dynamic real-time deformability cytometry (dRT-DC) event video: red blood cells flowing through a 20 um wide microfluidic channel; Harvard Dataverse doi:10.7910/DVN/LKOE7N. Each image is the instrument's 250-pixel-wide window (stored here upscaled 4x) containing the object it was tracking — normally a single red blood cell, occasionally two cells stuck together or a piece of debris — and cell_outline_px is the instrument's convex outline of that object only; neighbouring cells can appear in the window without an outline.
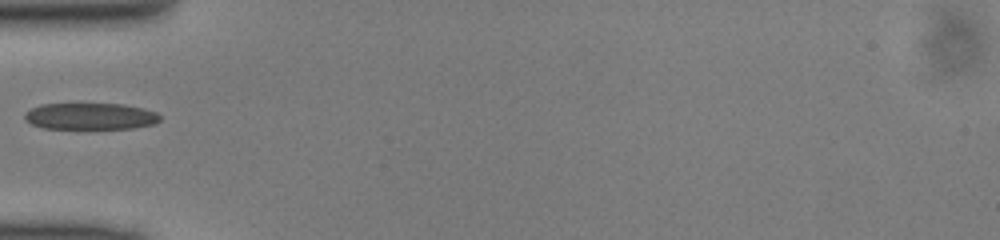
{"species": "common noctule bat (a hibernating species)", "species_latin": "Nyctalus noctula", "temperature_condition": "cold", "stored_images_in_passage": 34, "camera_frame_rate_fps": 3000, "um_per_image_px": 0.085, "animal": {"sex": "male", "body_mass_g": 13.0, "forearm_length_mm": 53.1}, "frame": {"image": 1, "passage_image": 1, "time_ms": 0.0, "image_size_px": [1000, 240], "cell_outline_px": [[160, 120], [156, 124], [132, 128], [40, 128], [24, 120], [24, 112], [40, 104], [124, 104], [144, 108], [156, 112], [160, 116]], "centroid_in_image_um": [7.68, 9.88], "position_along_channel_um": 77.3, "area_um2": 21.04}}
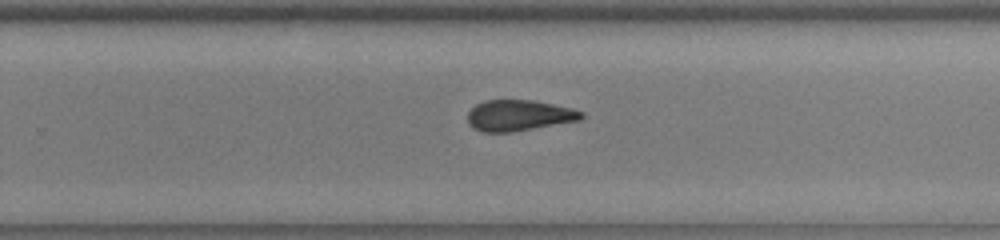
{"frame": {"image": 2, "passage_image": 16, "time_ms": 5.0, "image_size_px": [1000, 240], "cell_outline_px": [[584, 116], [580, 120], [512, 132], [480, 132], [472, 128], [468, 124], [468, 112], [476, 104], [484, 100], [536, 100], [572, 108], [584, 112]], "centroid_in_image_um": [44.1, 9.81], "position_along_channel_um": 285.7, "area_um2": 20.69}}
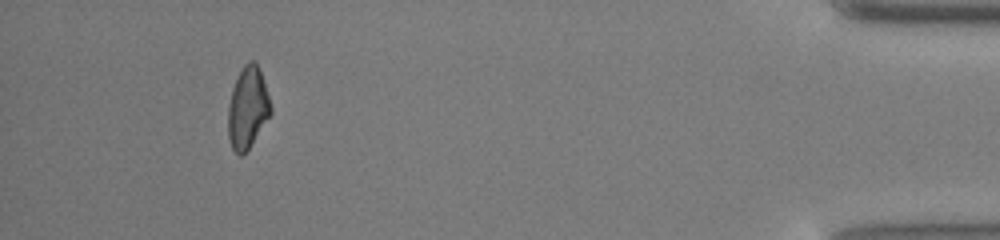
{"frame": {"image": 3, "passage_image": 30, "time_ms": 9.667, "image_size_px": [1000, 240], "cell_outline_px": [[272, 112], [248, 148], [240, 156], [232, 148], [228, 136], [228, 104], [232, 88], [244, 64], [248, 60], [256, 60], [272, 108]], "centroid_in_image_um": [21.03, 9.14], "position_along_channel_um": 414.2, "area_um2": 19.88}}